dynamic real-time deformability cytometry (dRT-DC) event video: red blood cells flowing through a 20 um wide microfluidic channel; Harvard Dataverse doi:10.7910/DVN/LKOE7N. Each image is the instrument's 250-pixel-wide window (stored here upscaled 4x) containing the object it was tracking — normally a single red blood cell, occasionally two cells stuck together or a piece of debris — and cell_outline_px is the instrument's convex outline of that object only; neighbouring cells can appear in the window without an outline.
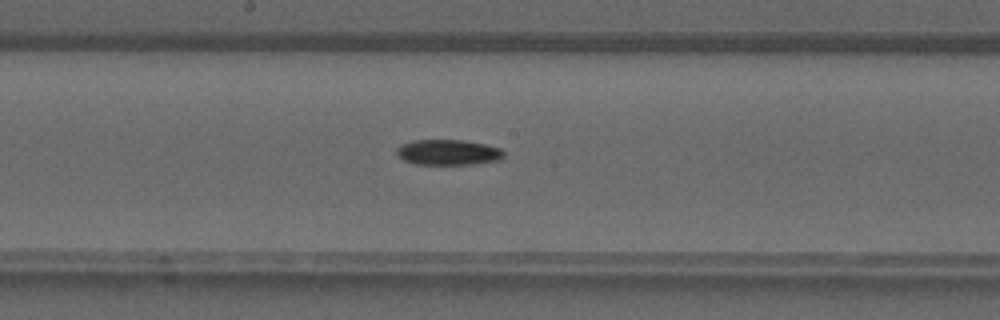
{"species": "common noctule bat (a hibernating species)", "species_latin": "Nyctalus noctula", "temperature_condition": "warm", "stored_images_in_passage": 39, "camera_frame_rate_fps": 3000, "um_per_image_px": 0.085, "animal": {"sex": "male", "forearm_length_mm": 52.5}, "frame": {"image": 1, "passage_image": 20, "time_ms": 6.333, "image_size_px": [1000, 320], "cell_outline_px": [[504, 160], [472, 164], [416, 164], [404, 160], [396, 152], [396, 148], [400, 144], [412, 140], [460, 140], [484, 144], [500, 148], [504, 152]], "centroid_in_image_um": [38.11, 12.95], "position_along_channel_um": 210.1, "area_um2": 15.95}}
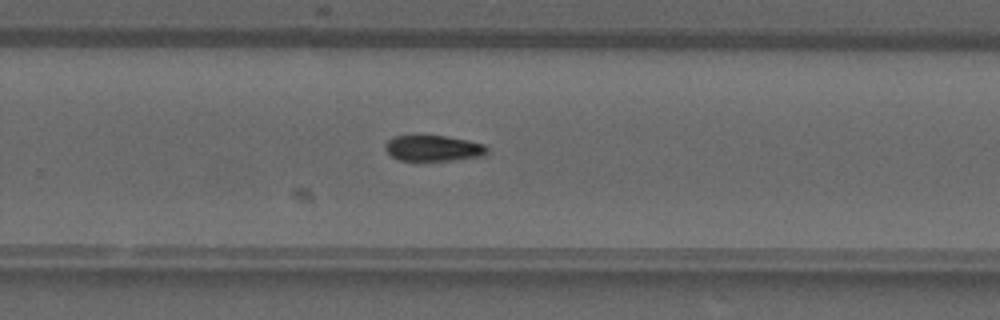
{"frame": {"image": 2, "passage_image": 25, "time_ms": 8.0, "image_size_px": [1000, 320], "cell_outline_px": [[488, 152], [484, 156], [452, 160], [400, 160], [392, 156], [384, 148], [384, 144], [392, 136], [416, 132], [424, 132], [468, 140], [484, 144], [488, 148]], "centroid_in_image_um": [36.78, 12.53], "position_along_channel_um": 293.0, "area_um2": 16.18}}
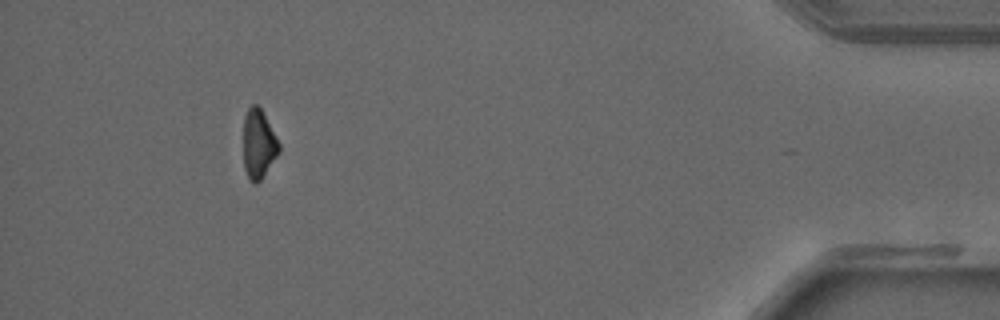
{"frame": {"image": 3, "passage_image": 36, "time_ms": 11.667, "image_size_px": [1000, 320], "cell_outline_px": [[280, 152], [260, 180], [256, 184], [252, 184], [248, 180], [244, 168], [244, 116], [248, 108], [252, 104], [256, 104], [260, 108], [276, 136], [280, 144]], "centroid_in_image_um": [21.97, 12.28], "position_along_channel_um": 413.2, "area_um2": 14.33}}